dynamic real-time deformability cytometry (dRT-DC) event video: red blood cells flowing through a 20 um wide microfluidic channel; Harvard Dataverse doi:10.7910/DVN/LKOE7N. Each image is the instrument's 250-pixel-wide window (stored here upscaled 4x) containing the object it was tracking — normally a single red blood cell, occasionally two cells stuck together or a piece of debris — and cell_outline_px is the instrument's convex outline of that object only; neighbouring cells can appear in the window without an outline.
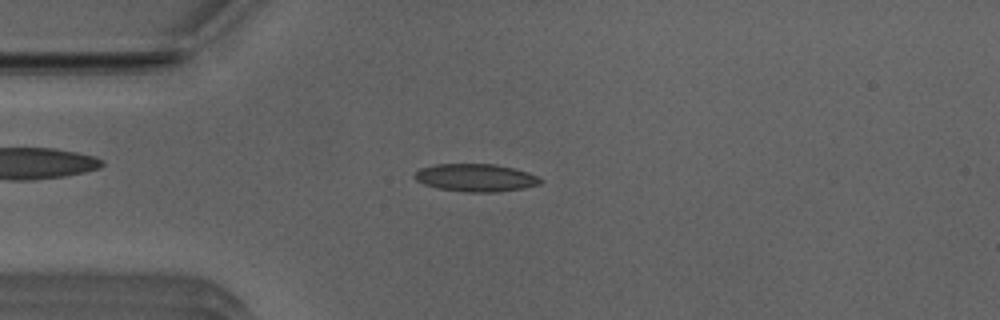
{"species": "Egyptian fruit bat (a non-hibernating species)", "species_latin": "Rousettus aegyptiacus", "temperature_condition": "room temperature", "stored_images_in_passage": 51, "camera_frame_rate_fps": 3000, "um_per_image_px": 0.085, "animal": {"sex": "male"}, "frame": {"image": 1, "passage_image": 12, "time_ms": 3.667, "image_size_px": [1000, 320], "cell_outline_px": [[544, 180], [540, 184], [524, 188], [496, 192], [464, 192], [436, 188], [424, 184], [416, 180], [412, 176], [420, 168], [436, 164], [496, 164], [528, 172]], "centroid_in_image_um": [40.42, 15.11], "position_along_channel_um": 44.6, "area_um2": 20.4}}
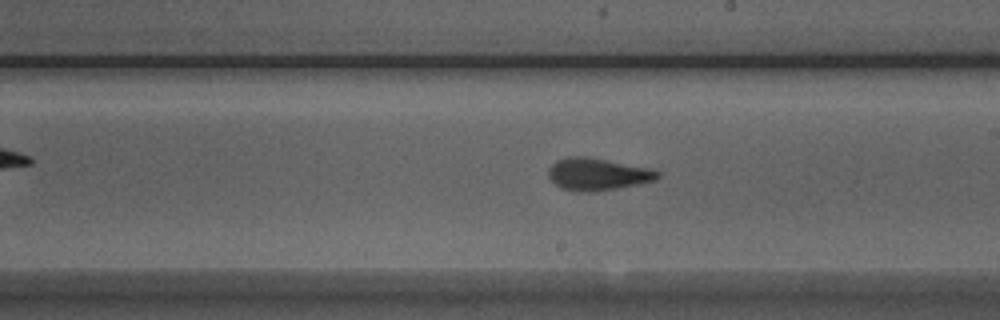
{"frame": {"image": 2, "passage_image": 28, "time_ms": 9.0, "image_size_px": [1000, 320], "cell_outline_px": [[660, 176], [656, 180], [640, 184], [596, 192], [580, 192], [560, 188], [548, 176], [548, 168], [556, 160], [568, 156], [588, 156], [652, 168], [660, 172]], "centroid_in_image_um": [50.81, 14.8], "position_along_channel_um": 238.2, "area_um2": 20.92}}
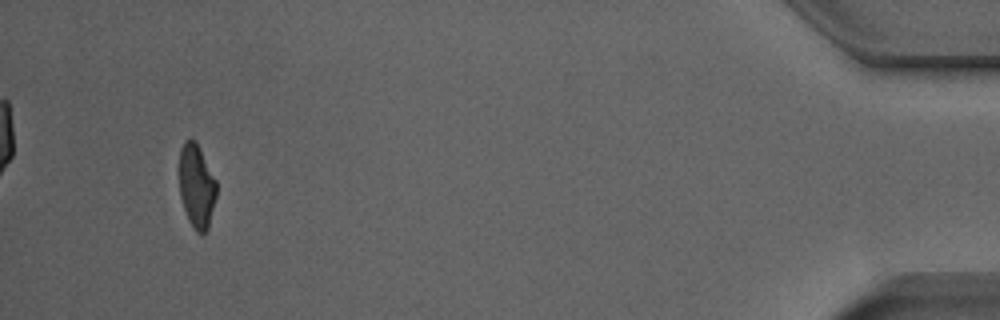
{"frame": {"image": 3, "passage_image": 48, "time_ms": 15.667, "image_size_px": [1000, 320], "cell_outline_px": [[216, 196], [208, 228], [200, 236], [196, 232], [188, 220], [180, 196], [180, 148], [184, 140], [196, 140], [216, 180]], "centroid_in_image_um": [16.71, 15.82], "position_along_channel_um": 418.5, "area_um2": 18.09}, "authors_computed_cell_mechanics": {"area_um2": 19.4786, "velocity_mm_per_s": 3.9217, "shape_relaxation_time_tau1_ms": 4.1133, "shape_relaxation_time_tau2_ms": 0.9998, "deformation_change_tau1": 0.1818, "deformation_change_tau2": 0.0876}}